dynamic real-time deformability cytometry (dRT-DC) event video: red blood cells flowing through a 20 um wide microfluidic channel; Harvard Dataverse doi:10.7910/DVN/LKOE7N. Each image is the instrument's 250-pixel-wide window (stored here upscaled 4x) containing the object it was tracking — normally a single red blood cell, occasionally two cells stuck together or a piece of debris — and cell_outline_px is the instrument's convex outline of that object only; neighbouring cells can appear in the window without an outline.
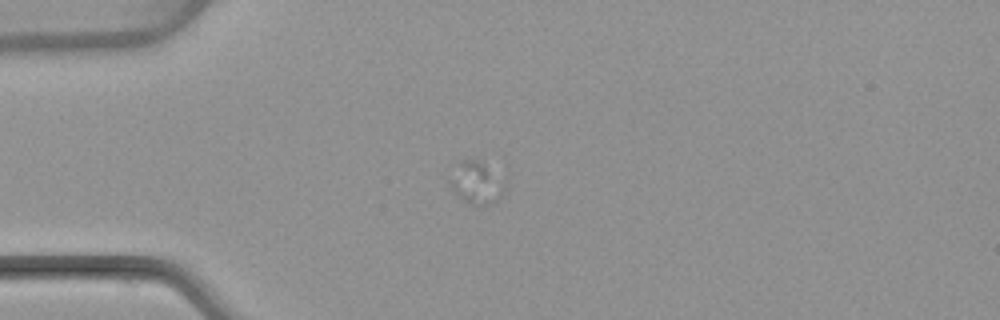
{"species": "common noctule bat (a hibernating species)", "species_latin": "Nyctalus noctula", "temperature_condition": "warm", "stored_images_in_passage": 5, "camera_frame_rate_fps": 3000, "um_per_image_px": 0.085, "animal": {"sex": "female", "body_mass_g": 22.7, "forearm_length_mm": 54.2}, "frame": {"image": 1, "passage_image": 2, "time_ms": 1.333, "image_size_px": [1000, 320], "cell_outline_px": [[508, 176], [504, 192], [492, 204], [484, 208], [468, 204], [448, 184], [448, 176], [460, 160], [476, 160]], "centroid_in_image_um": [40.57, 15.54], "position_along_channel_um": 44.4, "area_um2": 14.33}}
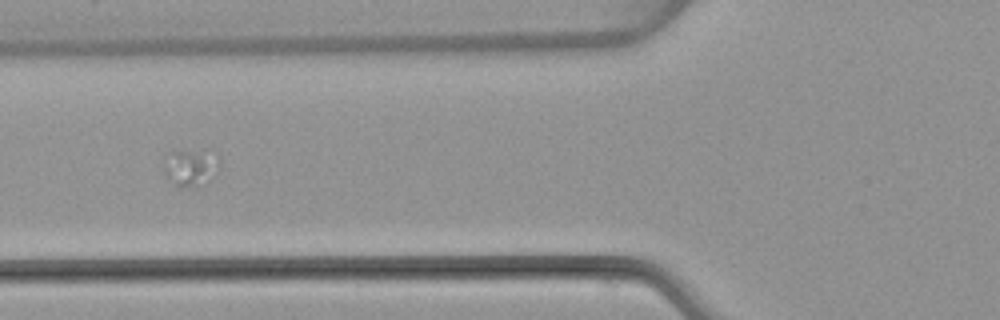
{"frame": {"image": 2, "passage_image": 4, "time_ms": 3.667, "image_size_px": [1000, 320], "cell_outline_px": [[220, 168], [196, 184], [180, 188], [164, 176], [164, 168], [172, 152], [188, 152], [220, 156]], "centroid_in_image_um": [16.17, 14.27], "position_along_channel_um": 109.6, "area_um2": 10.64}}